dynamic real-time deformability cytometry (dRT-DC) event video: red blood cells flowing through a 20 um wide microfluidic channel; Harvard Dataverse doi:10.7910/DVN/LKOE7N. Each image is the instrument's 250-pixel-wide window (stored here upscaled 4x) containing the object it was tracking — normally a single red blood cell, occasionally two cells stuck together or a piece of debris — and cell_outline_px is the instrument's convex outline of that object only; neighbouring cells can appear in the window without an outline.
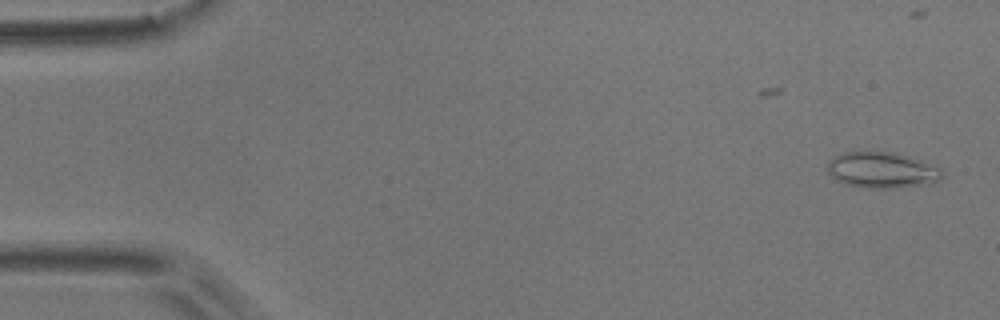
{"species": "common noctule bat (a hibernating species)", "species_latin": "Nyctalus noctula", "temperature_condition": "room temperature", "stored_images_in_passage": 39, "camera_frame_rate_fps": 3000, "um_per_image_px": 0.085, "animal": {"sex": "male", "body_mass_g": 17.9}, "frame": {"image": 1, "passage_image": 2, "time_ms": 0.333, "image_size_px": [1000, 320], "cell_outline_px": [[940, 176], [936, 180], [928, 184], [896, 188], [868, 188], [844, 184], [836, 180], [828, 172], [828, 160], [844, 152], [896, 152], [920, 160], [940, 168]], "centroid_in_image_um": [74.92, 14.46], "position_along_channel_um": 10.1, "area_um2": 23.76}}
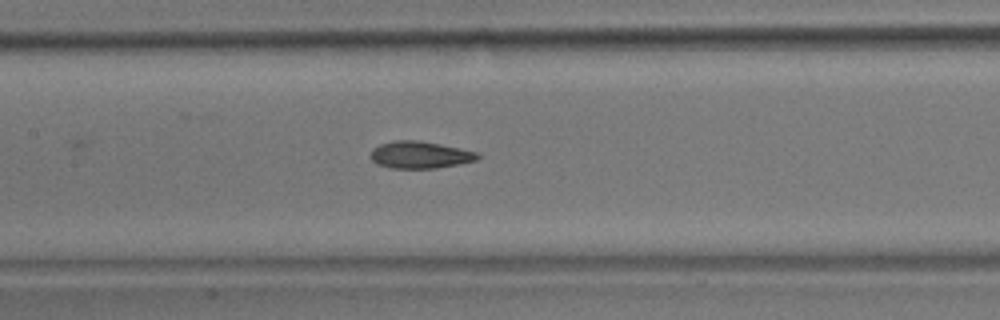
{"frame": {"image": 2, "passage_image": 25, "time_ms": 8.0, "image_size_px": [1000, 320], "cell_outline_px": [[480, 156], [476, 160], [460, 164], [436, 168], [392, 168], [376, 164], [372, 160], [372, 148], [380, 144], [392, 140], [420, 140], [460, 148], [476, 152]], "centroid_in_image_um": [35.69, 13.15], "position_along_channel_um": 171.7, "area_um2": 16.88}}
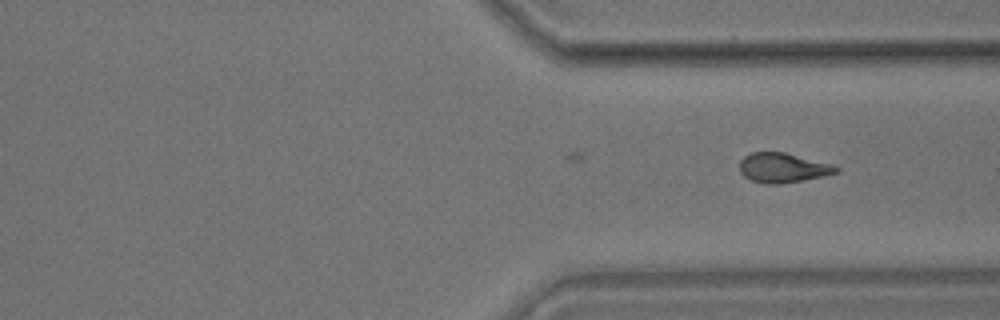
{"frame": {"image": 3, "passage_image": 39, "time_ms": 12.667, "image_size_px": [1000, 320], "cell_outline_px": [[840, 172], [824, 176], [776, 184], [764, 184], [752, 180], [744, 176], [740, 172], [740, 160], [744, 156], [752, 152], [784, 152], [832, 164], [840, 168]], "centroid_in_image_um": [66.55, 14.25], "position_along_channel_um": 344.9, "area_um2": 16.59}}